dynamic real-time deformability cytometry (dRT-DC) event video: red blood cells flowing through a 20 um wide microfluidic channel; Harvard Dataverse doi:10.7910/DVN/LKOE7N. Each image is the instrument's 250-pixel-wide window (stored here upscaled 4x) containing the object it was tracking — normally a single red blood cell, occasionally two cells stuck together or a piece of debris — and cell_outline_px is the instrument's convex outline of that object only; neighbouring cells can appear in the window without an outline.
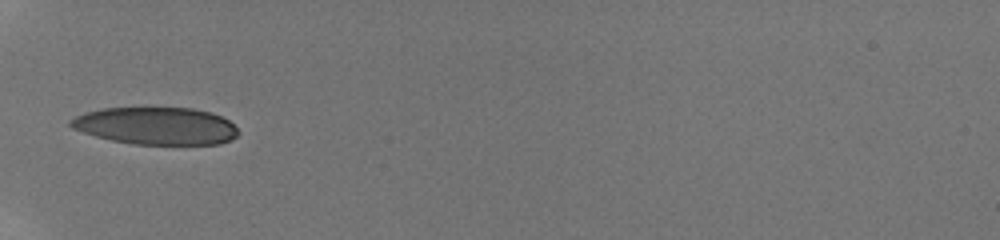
{"species": "human", "species_latin": "Homo sapiens", "temperature_condition": "room temperature", "stored_images_in_passage": 7, "camera_frame_rate_fps": 3000, "um_per_image_px": 0.085, "donor": {"sex": "male"}, "frame": {"image": 1, "passage_image": 1, "time_ms": 0.0, "image_size_px": [1000, 240], "cell_outline_px": [[240, 132], [236, 136], [220, 144], [132, 144], [112, 140], [96, 136], [72, 128], [68, 124], [68, 120], [84, 112], [104, 108], [192, 108], [212, 112], [228, 120]], "centroid_in_image_um": [13.25, 10.69], "position_along_channel_um": 71.8, "area_um2": 36.41}}
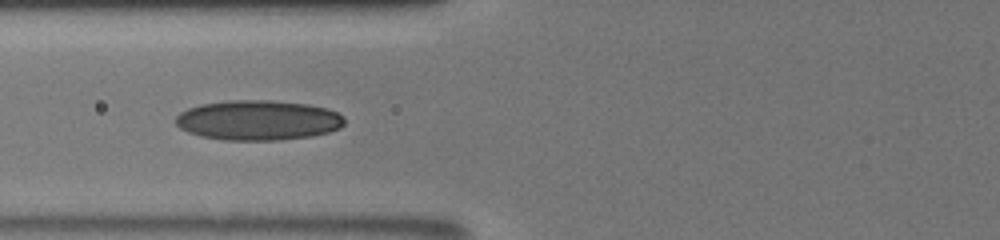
{"frame": {"image": 2, "passage_image": 4, "time_ms": 1.0, "image_size_px": [1000, 240], "cell_outline_px": [[344, 124], [340, 128], [328, 132], [312, 136], [276, 140], [224, 140], [200, 136], [188, 132], [180, 128], [176, 124], [176, 116], [180, 112], [188, 108], [200, 104], [228, 100], [268, 100], [308, 104], [328, 108], [344, 116]], "centroid_in_image_um": [21.94, 10.21], "position_along_channel_um": 103.9, "area_um2": 39.48}}